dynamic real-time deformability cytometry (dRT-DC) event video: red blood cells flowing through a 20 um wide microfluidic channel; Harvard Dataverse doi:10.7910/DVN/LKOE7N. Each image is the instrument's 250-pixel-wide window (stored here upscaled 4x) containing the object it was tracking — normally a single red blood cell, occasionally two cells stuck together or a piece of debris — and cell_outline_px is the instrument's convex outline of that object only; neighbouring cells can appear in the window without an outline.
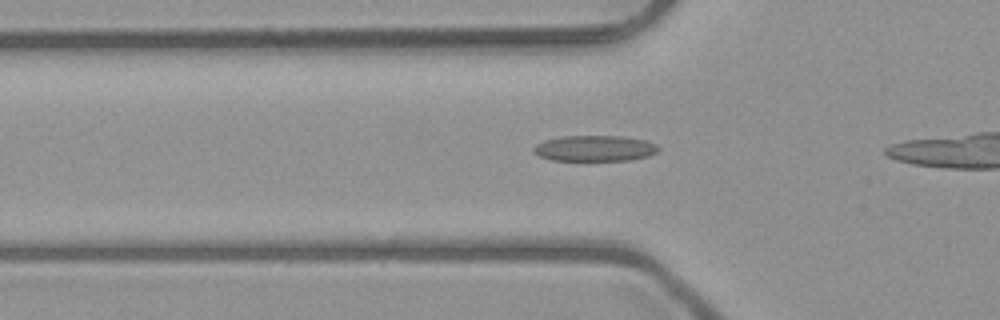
{"species": "common noctule bat (a hibernating species)", "species_latin": "Nyctalus noctula", "temperature_condition": "room temperature", "stored_images_in_passage": 12, "camera_frame_rate_fps": 3000, "um_per_image_px": 0.085, "animal": {"sex": "male", "body_mass_g": 23.1, "forearm_length_mm": 52.7}, "frame": {"image": 1, "passage_image": 4, "time_ms": 1.0, "image_size_px": [1000, 320], "cell_outline_px": [[660, 148], [656, 152], [648, 156], [628, 160], [552, 160], [540, 156], [532, 152], [532, 148], [536, 144], [544, 140], [564, 136], [624, 136], [644, 140], [656, 144]], "centroid_in_image_um": [50.53, 12.6], "position_along_channel_um": 75.3, "area_um2": 18.73}}
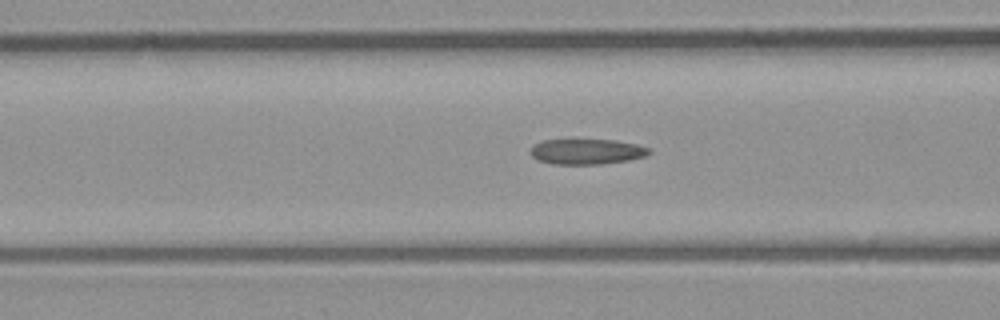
{"frame": {"image": 2, "passage_image": 7, "time_ms": 2.0, "image_size_px": [1000, 320], "cell_outline_px": [[652, 152], [644, 156], [628, 160], [600, 164], [552, 164], [540, 160], [532, 156], [528, 152], [532, 144], [540, 140], [572, 136], [616, 140], [636, 144], [648, 148]], "centroid_in_image_um": [49.76, 12.81], "position_along_channel_um": 116.8, "area_um2": 18.67}}
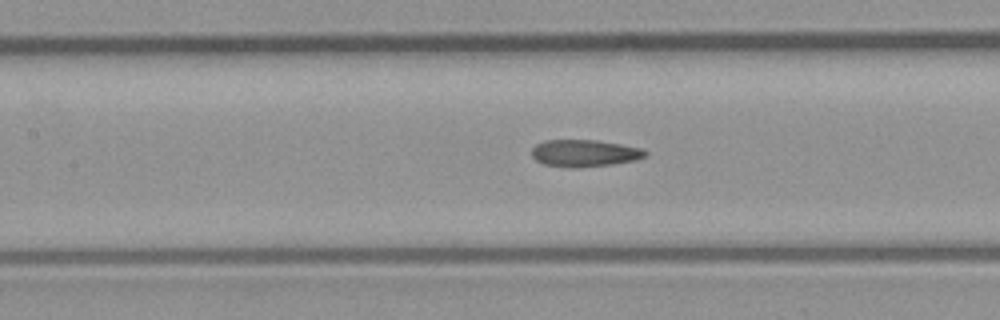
{"frame": {"image": 3, "passage_image": 10, "time_ms": 3.0, "image_size_px": [1000, 320], "cell_outline_px": [[648, 156], [636, 160], [612, 164], [576, 168], [572, 168], [544, 164], [536, 160], [532, 156], [532, 148], [536, 144], [544, 140], [596, 140], [620, 144], [640, 148], [648, 152]], "centroid_in_image_um": [49.69, 13.02], "position_along_channel_um": 157.7, "area_um2": 17.92}}